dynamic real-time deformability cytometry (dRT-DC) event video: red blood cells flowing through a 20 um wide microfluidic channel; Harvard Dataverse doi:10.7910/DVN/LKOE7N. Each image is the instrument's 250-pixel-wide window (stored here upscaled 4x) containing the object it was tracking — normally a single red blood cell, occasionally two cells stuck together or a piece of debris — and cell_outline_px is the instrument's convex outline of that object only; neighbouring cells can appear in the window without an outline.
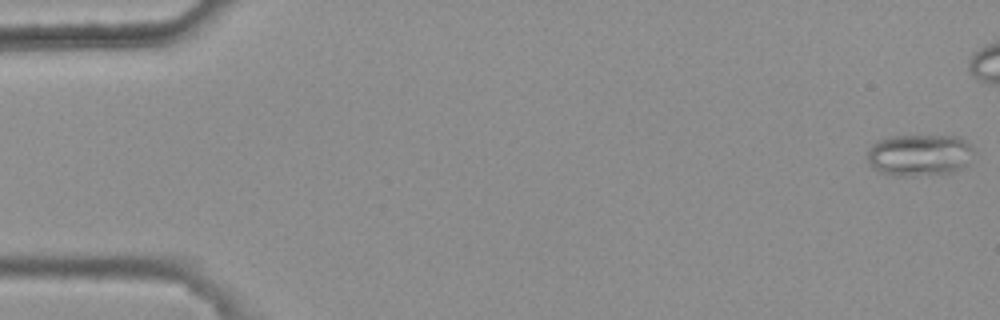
{"species": "common noctule bat (a hibernating species)", "species_latin": "Nyctalus noctula", "temperature_condition": "warm", "stored_images_in_passage": 6, "camera_frame_rate_fps": 3000, "um_per_image_px": 0.085, "animal": {"sex": "female", "body_mass_g": 25.1}, "frame": {"image": 1, "passage_image": 1, "time_ms": 0.0, "image_size_px": [1000, 320], "cell_outline_px": [[976, 152], [968, 164], [952, 172], [912, 176], [896, 176], [880, 172], [868, 160], [868, 148], [872, 144], [880, 140], [892, 136], [960, 136], [972, 144]], "centroid_in_image_um": [78.23, 13.17], "position_along_channel_um": 6.8, "area_um2": 26.07}}